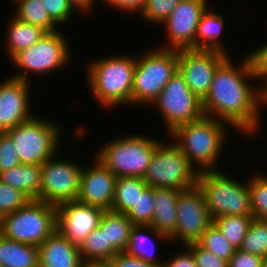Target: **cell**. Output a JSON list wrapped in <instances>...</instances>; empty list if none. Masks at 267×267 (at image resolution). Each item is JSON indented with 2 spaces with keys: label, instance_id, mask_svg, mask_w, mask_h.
Listing matches in <instances>:
<instances>
[{
  "label": "cell",
  "instance_id": "27",
  "mask_svg": "<svg viewBox=\"0 0 267 267\" xmlns=\"http://www.w3.org/2000/svg\"><path fill=\"white\" fill-rule=\"evenodd\" d=\"M79 252L84 264L108 263L117 254L111 246H107L106 230L100 226L86 236Z\"/></svg>",
  "mask_w": 267,
  "mask_h": 267
},
{
  "label": "cell",
  "instance_id": "23",
  "mask_svg": "<svg viewBox=\"0 0 267 267\" xmlns=\"http://www.w3.org/2000/svg\"><path fill=\"white\" fill-rule=\"evenodd\" d=\"M209 11V12H208ZM224 17H222L211 9L201 15L197 26L195 37V49L197 50H213L228 55V51L222 45L220 35L224 28ZM222 43V44H221Z\"/></svg>",
  "mask_w": 267,
  "mask_h": 267
},
{
  "label": "cell",
  "instance_id": "29",
  "mask_svg": "<svg viewBox=\"0 0 267 267\" xmlns=\"http://www.w3.org/2000/svg\"><path fill=\"white\" fill-rule=\"evenodd\" d=\"M14 17L44 29L47 33L60 30L50 18L42 0H15Z\"/></svg>",
  "mask_w": 267,
  "mask_h": 267
},
{
  "label": "cell",
  "instance_id": "36",
  "mask_svg": "<svg viewBox=\"0 0 267 267\" xmlns=\"http://www.w3.org/2000/svg\"><path fill=\"white\" fill-rule=\"evenodd\" d=\"M30 199L20 190L0 181V218L23 207Z\"/></svg>",
  "mask_w": 267,
  "mask_h": 267
},
{
  "label": "cell",
  "instance_id": "4",
  "mask_svg": "<svg viewBox=\"0 0 267 267\" xmlns=\"http://www.w3.org/2000/svg\"><path fill=\"white\" fill-rule=\"evenodd\" d=\"M205 171L198 175L201 191L212 220L220 216H253L247 182H238L225 172Z\"/></svg>",
  "mask_w": 267,
  "mask_h": 267
},
{
  "label": "cell",
  "instance_id": "47",
  "mask_svg": "<svg viewBox=\"0 0 267 267\" xmlns=\"http://www.w3.org/2000/svg\"><path fill=\"white\" fill-rule=\"evenodd\" d=\"M263 267H267V257L263 260Z\"/></svg>",
  "mask_w": 267,
  "mask_h": 267
},
{
  "label": "cell",
  "instance_id": "9",
  "mask_svg": "<svg viewBox=\"0 0 267 267\" xmlns=\"http://www.w3.org/2000/svg\"><path fill=\"white\" fill-rule=\"evenodd\" d=\"M62 31L46 33L35 44L17 53L10 62L18 67V73L11 75L16 79L31 82L30 73L44 75L64 66L71 60V49ZM70 58V59H69ZM20 71V72H19Z\"/></svg>",
  "mask_w": 267,
  "mask_h": 267
},
{
  "label": "cell",
  "instance_id": "42",
  "mask_svg": "<svg viewBox=\"0 0 267 267\" xmlns=\"http://www.w3.org/2000/svg\"><path fill=\"white\" fill-rule=\"evenodd\" d=\"M109 267H157L146 263L138 257L130 256L126 252L117 253L108 263Z\"/></svg>",
  "mask_w": 267,
  "mask_h": 267
},
{
  "label": "cell",
  "instance_id": "31",
  "mask_svg": "<svg viewBox=\"0 0 267 267\" xmlns=\"http://www.w3.org/2000/svg\"><path fill=\"white\" fill-rule=\"evenodd\" d=\"M253 176V177H252ZM247 184L249 186L253 218L267 221V175L252 173Z\"/></svg>",
  "mask_w": 267,
  "mask_h": 267
},
{
  "label": "cell",
  "instance_id": "7",
  "mask_svg": "<svg viewBox=\"0 0 267 267\" xmlns=\"http://www.w3.org/2000/svg\"><path fill=\"white\" fill-rule=\"evenodd\" d=\"M57 230L56 206L30 200L0 218V233L6 238L39 247Z\"/></svg>",
  "mask_w": 267,
  "mask_h": 267
},
{
  "label": "cell",
  "instance_id": "32",
  "mask_svg": "<svg viewBox=\"0 0 267 267\" xmlns=\"http://www.w3.org/2000/svg\"><path fill=\"white\" fill-rule=\"evenodd\" d=\"M239 249L266 258L267 221L253 219Z\"/></svg>",
  "mask_w": 267,
  "mask_h": 267
},
{
  "label": "cell",
  "instance_id": "13",
  "mask_svg": "<svg viewBox=\"0 0 267 267\" xmlns=\"http://www.w3.org/2000/svg\"><path fill=\"white\" fill-rule=\"evenodd\" d=\"M212 224L213 220L198 187L181 191L177 199L176 231L170 241L178 240L183 246L195 243Z\"/></svg>",
  "mask_w": 267,
  "mask_h": 267
},
{
  "label": "cell",
  "instance_id": "18",
  "mask_svg": "<svg viewBox=\"0 0 267 267\" xmlns=\"http://www.w3.org/2000/svg\"><path fill=\"white\" fill-rule=\"evenodd\" d=\"M90 167H83L77 202L111 210L117 176L96 157Z\"/></svg>",
  "mask_w": 267,
  "mask_h": 267
},
{
  "label": "cell",
  "instance_id": "38",
  "mask_svg": "<svg viewBox=\"0 0 267 267\" xmlns=\"http://www.w3.org/2000/svg\"><path fill=\"white\" fill-rule=\"evenodd\" d=\"M50 18L58 25L68 23L75 11L68 0H42ZM71 18V19H70Z\"/></svg>",
  "mask_w": 267,
  "mask_h": 267
},
{
  "label": "cell",
  "instance_id": "20",
  "mask_svg": "<svg viewBox=\"0 0 267 267\" xmlns=\"http://www.w3.org/2000/svg\"><path fill=\"white\" fill-rule=\"evenodd\" d=\"M181 191L171 188H154V212L150 226L171 237L176 231L177 199Z\"/></svg>",
  "mask_w": 267,
  "mask_h": 267
},
{
  "label": "cell",
  "instance_id": "28",
  "mask_svg": "<svg viewBox=\"0 0 267 267\" xmlns=\"http://www.w3.org/2000/svg\"><path fill=\"white\" fill-rule=\"evenodd\" d=\"M142 177H117L111 210L126 214L135 206L138 195L147 187Z\"/></svg>",
  "mask_w": 267,
  "mask_h": 267
},
{
  "label": "cell",
  "instance_id": "8",
  "mask_svg": "<svg viewBox=\"0 0 267 267\" xmlns=\"http://www.w3.org/2000/svg\"><path fill=\"white\" fill-rule=\"evenodd\" d=\"M47 120L36 115L5 132L15 145L22 164L42 165L57 154L62 140L61 126Z\"/></svg>",
  "mask_w": 267,
  "mask_h": 267
},
{
  "label": "cell",
  "instance_id": "44",
  "mask_svg": "<svg viewBox=\"0 0 267 267\" xmlns=\"http://www.w3.org/2000/svg\"><path fill=\"white\" fill-rule=\"evenodd\" d=\"M107 7L112 6L113 9L122 10L125 12H129L130 14H133V12L136 14H140L143 10L146 0H103ZM110 5V6H108Z\"/></svg>",
  "mask_w": 267,
  "mask_h": 267
},
{
  "label": "cell",
  "instance_id": "11",
  "mask_svg": "<svg viewBox=\"0 0 267 267\" xmlns=\"http://www.w3.org/2000/svg\"><path fill=\"white\" fill-rule=\"evenodd\" d=\"M152 104L162 113L168 134L205 116L202 99L191 91L178 70Z\"/></svg>",
  "mask_w": 267,
  "mask_h": 267
},
{
  "label": "cell",
  "instance_id": "41",
  "mask_svg": "<svg viewBox=\"0 0 267 267\" xmlns=\"http://www.w3.org/2000/svg\"><path fill=\"white\" fill-rule=\"evenodd\" d=\"M264 258L236 249L228 261V267H263Z\"/></svg>",
  "mask_w": 267,
  "mask_h": 267
},
{
  "label": "cell",
  "instance_id": "14",
  "mask_svg": "<svg viewBox=\"0 0 267 267\" xmlns=\"http://www.w3.org/2000/svg\"><path fill=\"white\" fill-rule=\"evenodd\" d=\"M229 55L213 50H178V71L187 86L200 99L209 92L217 68Z\"/></svg>",
  "mask_w": 267,
  "mask_h": 267
},
{
  "label": "cell",
  "instance_id": "39",
  "mask_svg": "<svg viewBox=\"0 0 267 267\" xmlns=\"http://www.w3.org/2000/svg\"><path fill=\"white\" fill-rule=\"evenodd\" d=\"M19 164L21 162L11 138L5 132L0 133V173Z\"/></svg>",
  "mask_w": 267,
  "mask_h": 267
},
{
  "label": "cell",
  "instance_id": "33",
  "mask_svg": "<svg viewBox=\"0 0 267 267\" xmlns=\"http://www.w3.org/2000/svg\"><path fill=\"white\" fill-rule=\"evenodd\" d=\"M197 243L226 261H229L236 251L214 224L201 235Z\"/></svg>",
  "mask_w": 267,
  "mask_h": 267
},
{
  "label": "cell",
  "instance_id": "12",
  "mask_svg": "<svg viewBox=\"0 0 267 267\" xmlns=\"http://www.w3.org/2000/svg\"><path fill=\"white\" fill-rule=\"evenodd\" d=\"M58 154L41 165V189L39 201L58 206L76 201L83 166L72 160H59Z\"/></svg>",
  "mask_w": 267,
  "mask_h": 267
},
{
  "label": "cell",
  "instance_id": "24",
  "mask_svg": "<svg viewBox=\"0 0 267 267\" xmlns=\"http://www.w3.org/2000/svg\"><path fill=\"white\" fill-rule=\"evenodd\" d=\"M2 267H39L38 247L6 238L0 233Z\"/></svg>",
  "mask_w": 267,
  "mask_h": 267
},
{
  "label": "cell",
  "instance_id": "46",
  "mask_svg": "<svg viewBox=\"0 0 267 267\" xmlns=\"http://www.w3.org/2000/svg\"><path fill=\"white\" fill-rule=\"evenodd\" d=\"M83 267H109L107 263L84 264Z\"/></svg>",
  "mask_w": 267,
  "mask_h": 267
},
{
  "label": "cell",
  "instance_id": "25",
  "mask_svg": "<svg viewBox=\"0 0 267 267\" xmlns=\"http://www.w3.org/2000/svg\"><path fill=\"white\" fill-rule=\"evenodd\" d=\"M6 51L10 60L20 51L27 49L40 40L47 32L30 23L18 20L14 16L6 24Z\"/></svg>",
  "mask_w": 267,
  "mask_h": 267
},
{
  "label": "cell",
  "instance_id": "10",
  "mask_svg": "<svg viewBox=\"0 0 267 267\" xmlns=\"http://www.w3.org/2000/svg\"><path fill=\"white\" fill-rule=\"evenodd\" d=\"M172 143L161 141L157 145L143 179L153 188L191 189L196 186L199 173L181 149Z\"/></svg>",
  "mask_w": 267,
  "mask_h": 267
},
{
  "label": "cell",
  "instance_id": "6",
  "mask_svg": "<svg viewBox=\"0 0 267 267\" xmlns=\"http://www.w3.org/2000/svg\"><path fill=\"white\" fill-rule=\"evenodd\" d=\"M177 70V50L159 47L147 50L141 57L137 56L131 104L152 105Z\"/></svg>",
  "mask_w": 267,
  "mask_h": 267
},
{
  "label": "cell",
  "instance_id": "30",
  "mask_svg": "<svg viewBox=\"0 0 267 267\" xmlns=\"http://www.w3.org/2000/svg\"><path fill=\"white\" fill-rule=\"evenodd\" d=\"M253 219V216L244 215L220 216L213 224L235 249H239Z\"/></svg>",
  "mask_w": 267,
  "mask_h": 267
},
{
  "label": "cell",
  "instance_id": "37",
  "mask_svg": "<svg viewBox=\"0 0 267 267\" xmlns=\"http://www.w3.org/2000/svg\"><path fill=\"white\" fill-rule=\"evenodd\" d=\"M252 69V74L255 81H262V86L259 89L267 96V43L257 47V50L246 55Z\"/></svg>",
  "mask_w": 267,
  "mask_h": 267
},
{
  "label": "cell",
  "instance_id": "43",
  "mask_svg": "<svg viewBox=\"0 0 267 267\" xmlns=\"http://www.w3.org/2000/svg\"><path fill=\"white\" fill-rule=\"evenodd\" d=\"M183 247L182 252L177 255L174 254V257L167 258L163 267H197L193 253L186 246Z\"/></svg>",
  "mask_w": 267,
  "mask_h": 267
},
{
  "label": "cell",
  "instance_id": "34",
  "mask_svg": "<svg viewBox=\"0 0 267 267\" xmlns=\"http://www.w3.org/2000/svg\"><path fill=\"white\" fill-rule=\"evenodd\" d=\"M154 188L147 186L136 199L133 206L125 215L134 225H150L154 212Z\"/></svg>",
  "mask_w": 267,
  "mask_h": 267
},
{
  "label": "cell",
  "instance_id": "2",
  "mask_svg": "<svg viewBox=\"0 0 267 267\" xmlns=\"http://www.w3.org/2000/svg\"><path fill=\"white\" fill-rule=\"evenodd\" d=\"M228 129L227 123L204 116L200 120L179 126L169 135L189 163L201 173L218 170L217 162H220L223 147L228 141L227 136L230 135Z\"/></svg>",
  "mask_w": 267,
  "mask_h": 267
},
{
  "label": "cell",
  "instance_id": "15",
  "mask_svg": "<svg viewBox=\"0 0 267 267\" xmlns=\"http://www.w3.org/2000/svg\"><path fill=\"white\" fill-rule=\"evenodd\" d=\"M208 0H181L163 23L169 39L160 48L170 50L195 49V37L201 15Z\"/></svg>",
  "mask_w": 267,
  "mask_h": 267
},
{
  "label": "cell",
  "instance_id": "16",
  "mask_svg": "<svg viewBox=\"0 0 267 267\" xmlns=\"http://www.w3.org/2000/svg\"><path fill=\"white\" fill-rule=\"evenodd\" d=\"M105 210L77 201L56 206L57 230L73 244L80 246L86 236L100 225Z\"/></svg>",
  "mask_w": 267,
  "mask_h": 267
},
{
  "label": "cell",
  "instance_id": "3",
  "mask_svg": "<svg viewBox=\"0 0 267 267\" xmlns=\"http://www.w3.org/2000/svg\"><path fill=\"white\" fill-rule=\"evenodd\" d=\"M136 57L112 56L93 60L87 67L92 97L104 108L131 105Z\"/></svg>",
  "mask_w": 267,
  "mask_h": 267
},
{
  "label": "cell",
  "instance_id": "22",
  "mask_svg": "<svg viewBox=\"0 0 267 267\" xmlns=\"http://www.w3.org/2000/svg\"><path fill=\"white\" fill-rule=\"evenodd\" d=\"M41 165L19 164L0 173V181L20 190L30 200H38L41 189Z\"/></svg>",
  "mask_w": 267,
  "mask_h": 267
},
{
  "label": "cell",
  "instance_id": "35",
  "mask_svg": "<svg viewBox=\"0 0 267 267\" xmlns=\"http://www.w3.org/2000/svg\"><path fill=\"white\" fill-rule=\"evenodd\" d=\"M181 0H146L139 14L145 22L163 24Z\"/></svg>",
  "mask_w": 267,
  "mask_h": 267
},
{
  "label": "cell",
  "instance_id": "40",
  "mask_svg": "<svg viewBox=\"0 0 267 267\" xmlns=\"http://www.w3.org/2000/svg\"><path fill=\"white\" fill-rule=\"evenodd\" d=\"M193 253L197 267H228V261L219 258L197 242L186 245Z\"/></svg>",
  "mask_w": 267,
  "mask_h": 267
},
{
  "label": "cell",
  "instance_id": "5",
  "mask_svg": "<svg viewBox=\"0 0 267 267\" xmlns=\"http://www.w3.org/2000/svg\"><path fill=\"white\" fill-rule=\"evenodd\" d=\"M144 134H128L103 144L95 157L117 177H142L147 172L152 155L161 139Z\"/></svg>",
  "mask_w": 267,
  "mask_h": 267
},
{
  "label": "cell",
  "instance_id": "45",
  "mask_svg": "<svg viewBox=\"0 0 267 267\" xmlns=\"http://www.w3.org/2000/svg\"><path fill=\"white\" fill-rule=\"evenodd\" d=\"M68 1L74 10L78 12H83V14L87 12L90 13L91 11H93L95 5L94 3L96 2V0H68Z\"/></svg>",
  "mask_w": 267,
  "mask_h": 267
},
{
  "label": "cell",
  "instance_id": "19",
  "mask_svg": "<svg viewBox=\"0 0 267 267\" xmlns=\"http://www.w3.org/2000/svg\"><path fill=\"white\" fill-rule=\"evenodd\" d=\"M39 267H83L79 246L70 242L58 230L39 247Z\"/></svg>",
  "mask_w": 267,
  "mask_h": 267
},
{
  "label": "cell",
  "instance_id": "1",
  "mask_svg": "<svg viewBox=\"0 0 267 267\" xmlns=\"http://www.w3.org/2000/svg\"><path fill=\"white\" fill-rule=\"evenodd\" d=\"M230 59L217 68L209 92L202 100L203 111L205 116L250 136L260 130V107L267 105V96L259 86H253L255 79L247 56L238 65Z\"/></svg>",
  "mask_w": 267,
  "mask_h": 267
},
{
  "label": "cell",
  "instance_id": "21",
  "mask_svg": "<svg viewBox=\"0 0 267 267\" xmlns=\"http://www.w3.org/2000/svg\"><path fill=\"white\" fill-rule=\"evenodd\" d=\"M150 234H152V236H150ZM157 238L165 242H171L169 237L156 231L150 225H134L125 252L130 256L138 257L146 263L153 264L157 267H163L164 261H162V258L161 261H159L160 257L155 255V248L157 246L154 243L155 241H152V239L155 240Z\"/></svg>",
  "mask_w": 267,
  "mask_h": 267
},
{
  "label": "cell",
  "instance_id": "26",
  "mask_svg": "<svg viewBox=\"0 0 267 267\" xmlns=\"http://www.w3.org/2000/svg\"><path fill=\"white\" fill-rule=\"evenodd\" d=\"M99 226L106 230L107 246H111L117 253L125 252L134 226L132 221L123 213L107 210L102 215Z\"/></svg>",
  "mask_w": 267,
  "mask_h": 267
},
{
  "label": "cell",
  "instance_id": "17",
  "mask_svg": "<svg viewBox=\"0 0 267 267\" xmlns=\"http://www.w3.org/2000/svg\"><path fill=\"white\" fill-rule=\"evenodd\" d=\"M30 83L7 77L0 81V133L36 116L30 110Z\"/></svg>",
  "mask_w": 267,
  "mask_h": 267
}]
</instances>
